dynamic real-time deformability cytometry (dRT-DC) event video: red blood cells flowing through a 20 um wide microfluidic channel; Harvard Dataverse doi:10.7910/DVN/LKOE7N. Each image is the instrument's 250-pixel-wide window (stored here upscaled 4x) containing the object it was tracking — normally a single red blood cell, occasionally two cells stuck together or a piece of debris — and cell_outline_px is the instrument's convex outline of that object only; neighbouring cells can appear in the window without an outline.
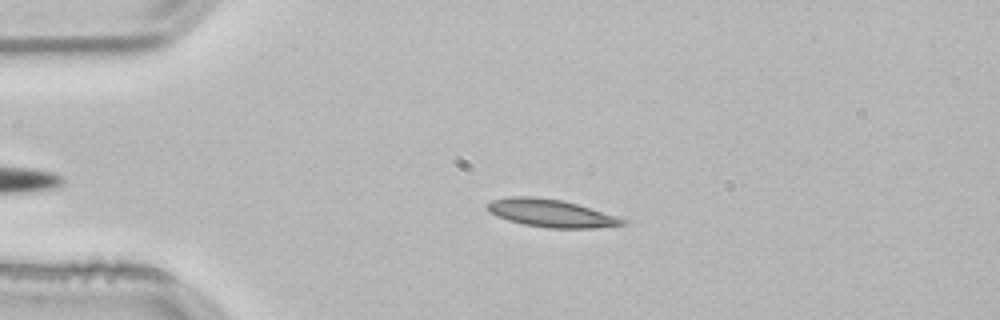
{"species": "common noctule bat (a hibernating species)", "species_latin": "Nyctalus noctula", "temperature_condition": "room temperature", "stored_images_in_passage": 48, "camera_frame_rate_fps": 3000, "um_per_image_px": 0.085, "animal": {"sex": "male", "body_mass_g": 21.5, "forearm_length_mm": 52.0}, "frame": {"image": 1, "passage_image": 11, "time_ms": 3.333, "image_size_px": [1000, 320], "cell_outline_px": [[628, 224], [592, 228], [548, 228], [524, 224], [508, 220], [492, 212], [488, 208], [488, 204], [492, 200], [512, 196], [532, 196], [560, 200], [576, 204], [628, 220]], "centroid_in_image_um": [46.87, 18.13], "position_along_channel_um": 38.1, "area_um2": 21.33}}
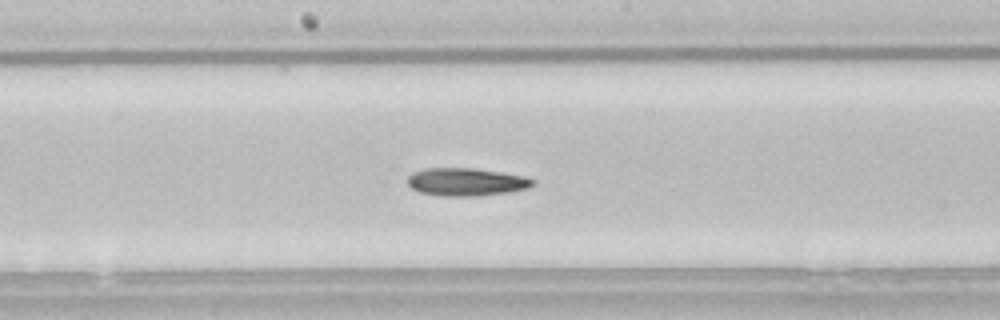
{"frame": {"image": 2, "passage_image": 27, "time_ms": 8.667, "image_size_px": [1000, 320], "cell_outline_px": [[536, 184], [528, 188], [504, 192], [476, 196], [440, 196], [420, 192], [412, 188], [408, 184], [408, 176], [412, 172], [424, 168], [472, 168], [500, 172], [524, 176], [536, 180]], "centroid_in_image_um": [39.61, 15.46], "position_along_channel_um": 208.6, "area_um2": 20.29}}
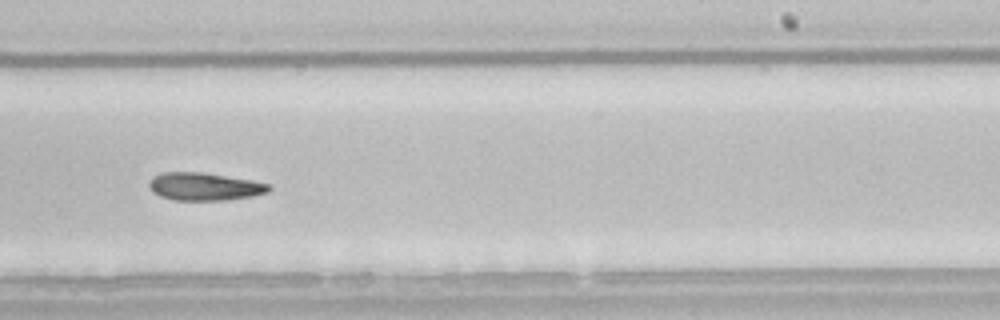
{"frame": {"image": 3, "passage_image": 32, "time_ms": 10.333, "image_size_px": [1000, 320], "cell_outline_px": [[272, 188], [268, 192], [252, 196], [228, 200], [172, 200], [160, 196], [152, 192], [148, 184], [148, 180], [152, 176], [160, 172], [204, 172], [252, 180], [272, 184]], "centroid_in_image_um": [17.37, 15.85], "position_along_channel_um": 271.6, "area_um2": 19.77}, "authors_computed_cell_mechanics": {"area_um2": 20.8369, "velocity_mm_per_s": 3.8067, "shape_relaxation_time_tau1_ms": 8.3349, "shape_relaxation_time_tau2_ms": null, "deformation_change_tau1": 0.1693, "deformation_change_tau2": null}}